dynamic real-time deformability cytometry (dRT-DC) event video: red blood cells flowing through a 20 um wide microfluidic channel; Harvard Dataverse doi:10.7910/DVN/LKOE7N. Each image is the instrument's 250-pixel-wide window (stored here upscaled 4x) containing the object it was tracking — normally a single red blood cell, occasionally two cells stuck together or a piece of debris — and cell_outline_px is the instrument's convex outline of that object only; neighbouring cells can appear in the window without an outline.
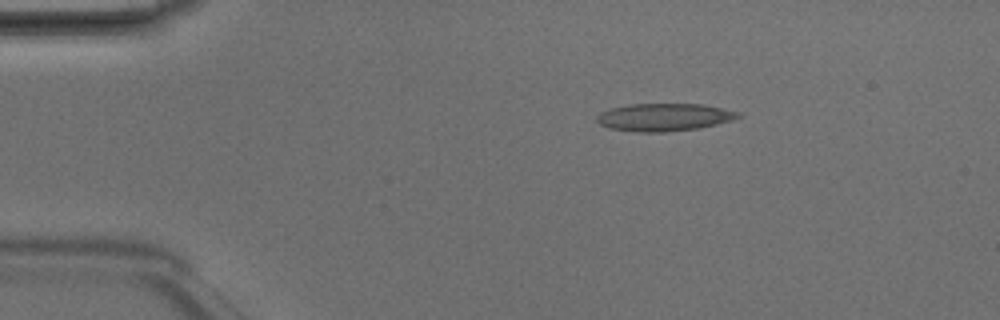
{"species": "Egyptian fruit bat (a non-hibernating species)", "species_latin": "Rousettus aegyptiacus", "temperature_condition": "room temperature", "stored_images_in_passage": 3, "camera_frame_rate_fps": 3000, "um_per_image_px": 0.085, "animal": {"sex": "male"}, "frame": {"image": 1, "passage_image": 2, "time_ms": 0.333, "image_size_px": [1000, 320], "cell_outline_px": [[744, 116], [732, 120], [716, 124], [696, 128], [664, 132], [636, 132], [608, 128], [600, 124], [596, 120], [596, 116], [600, 112], [612, 108], [628, 104], [704, 104], [740, 112]], "centroid_in_image_um": [56.45, 9.96], "position_along_channel_um": 28.6, "area_um2": 22.83}}